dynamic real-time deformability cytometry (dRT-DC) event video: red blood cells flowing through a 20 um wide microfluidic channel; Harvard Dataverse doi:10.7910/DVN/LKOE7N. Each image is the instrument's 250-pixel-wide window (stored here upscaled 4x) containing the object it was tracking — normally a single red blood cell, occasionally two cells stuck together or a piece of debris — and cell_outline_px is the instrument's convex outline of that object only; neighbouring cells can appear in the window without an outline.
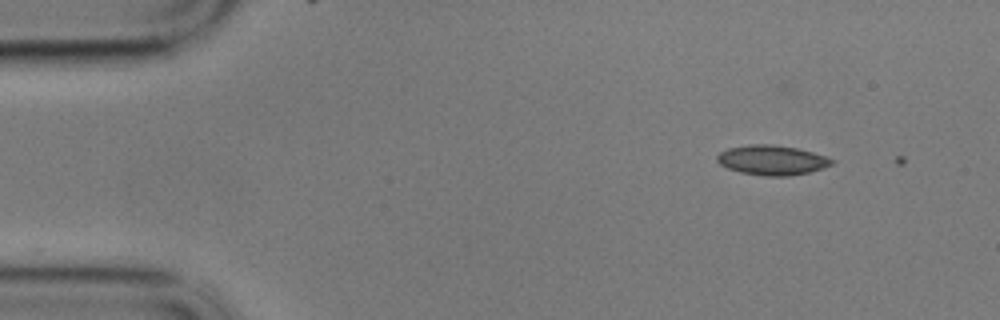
{"species": "common noctule bat (a hibernating species)", "species_latin": "Nyctalus noctula", "temperature_condition": "cold", "stored_images_in_passage": 5, "camera_frame_rate_fps": 3000, "um_per_image_px": 0.085, "animal": {"sex": "male", "body_mass_g": 17.9}, "frame": {"image": 1, "passage_image": 2, "time_ms": 0.333, "image_size_px": [1000, 320], "cell_outline_px": [[836, 160], [832, 164], [824, 168], [808, 172], [788, 176], [764, 176], [740, 172], [728, 168], [720, 164], [716, 160], [716, 156], [720, 152], [728, 148], [748, 144], [772, 144], [796, 148], [812, 152]], "centroid_in_image_um": [65.6, 13.61], "position_along_channel_um": 19.4, "area_um2": 19.88}}